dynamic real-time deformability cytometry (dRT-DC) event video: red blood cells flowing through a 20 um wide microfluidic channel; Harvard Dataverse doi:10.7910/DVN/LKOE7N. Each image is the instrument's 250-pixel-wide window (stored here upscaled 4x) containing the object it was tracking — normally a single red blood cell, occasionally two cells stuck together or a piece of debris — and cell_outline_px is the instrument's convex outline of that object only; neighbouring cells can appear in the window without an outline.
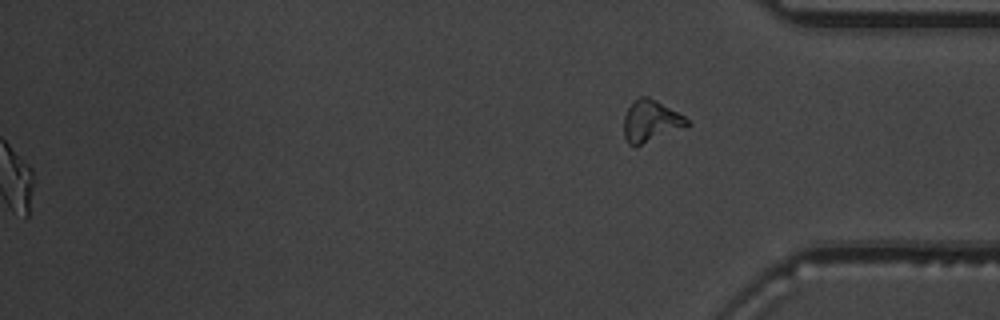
{"species": "common noctule bat (a hibernating species)", "species_latin": "Nyctalus noctula", "temperature_condition": "warm", "stored_images_in_passage": 45, "segment_of_instrument_passage": [2, 2], "camera_frame_rate_fps": 3000, "um_per_image_px": 0.085, "animal": {"sex": "male", "body_mass_g": 19.5, "forearm_length_mm": 54.6}, "frame": {"image": 1, "passage_image": 45, "time_ms": 14.667, "image_size_px": [1000, 320], "cell_outline_px": [[692, 124], [684, 128], [636, 148], [628, 144], [624, 136], [624, 116], [628, 108], [640, 96], [648, 96], [656, 100], [684, 116]], "centroid_in_image_um": [55.32, 10.34], "position_along_channel_um": 379.9, "area_um2": 15.55}}